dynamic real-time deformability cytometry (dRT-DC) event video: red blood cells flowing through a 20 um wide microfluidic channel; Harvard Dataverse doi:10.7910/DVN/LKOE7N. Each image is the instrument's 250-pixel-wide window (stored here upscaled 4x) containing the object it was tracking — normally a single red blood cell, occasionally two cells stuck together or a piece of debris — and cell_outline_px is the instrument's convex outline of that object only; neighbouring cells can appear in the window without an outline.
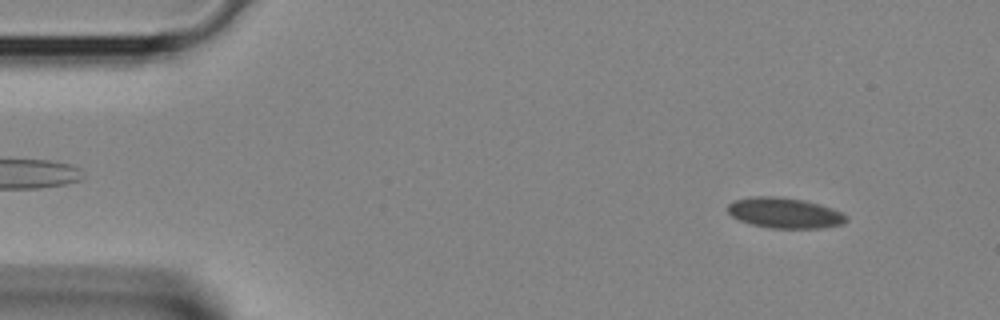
{"species": "Egyptian fruit bat (a non-hibernating species)", "species_latin": "Rousettus aegyptiacus", "temperature_condition": "room temperature", "stored_images_in_passage": 35, "camera_frame_rate_fps": 3000, "um_per_image_px": 0.085, "animal": {"sex": "female"}, "frame": {"image": 1, "passage_image": 3, "time_ms": 0.667, "image_size_px": [1000, 320], "cell_outline_px": [[848, 220], [844, 224], [820, 228], [772, 228], [752, 224], [740, 220], [732, 216], [728, 212], [728, 204], [736, 200], [748, 196], [780, 196], [804, 200], [820, 204], [832, 208], [848, 216]], "centroid_in_image_um": [66.72, 18.09], "position_along_channel_um": 18.3, "area_um2": 21.15}}
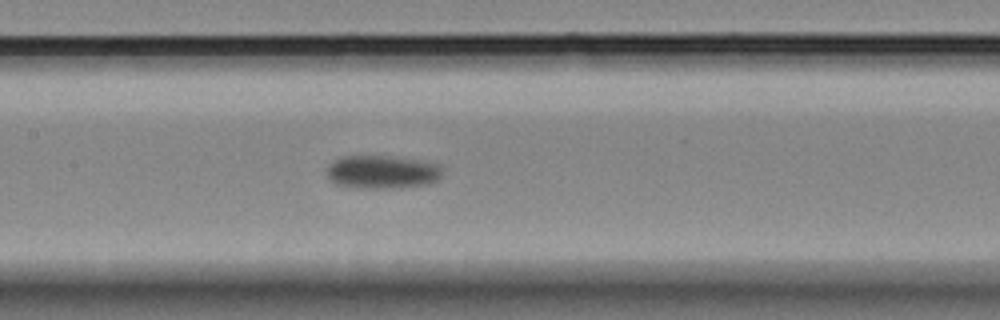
{"frame": {"image": 2, "passage_image": 17, "time_ms": 5.333, "image_size_px": [1000, 320], "cell_outline_px": [[440, 176], [436, 180], [428, 184], [380, 188], [372, 188], [336, 184], [328, 180], [328, 164], [332, 160], [340, 156], [392, 156], [420, 160], [440, 164]], "centroid_in_image_um": [32.44, 14.59], "position_along_channel_um": 175.0, "area_um2": 22.14}}
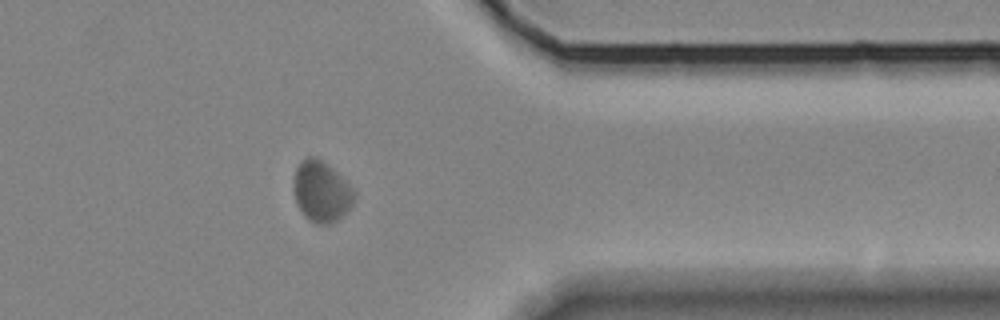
{"frame": {"image": 3, "passage_image": 30, "time_ms": 9.667, "image_size_px": [1000, 320], "cell_outline_px": [[356, 192], [352, 204], [332, 224], [316, 224], [308, 220], [300, 212], [296, 204], [292, 188], [292, 184], [296, 168], [300, 160], [308, 156], [316, 156], [332, 168]], "centroid_in_image_um": [27.25, 16.28], "position_along_channel_um": 384.1, "area_um2": 21.62}}